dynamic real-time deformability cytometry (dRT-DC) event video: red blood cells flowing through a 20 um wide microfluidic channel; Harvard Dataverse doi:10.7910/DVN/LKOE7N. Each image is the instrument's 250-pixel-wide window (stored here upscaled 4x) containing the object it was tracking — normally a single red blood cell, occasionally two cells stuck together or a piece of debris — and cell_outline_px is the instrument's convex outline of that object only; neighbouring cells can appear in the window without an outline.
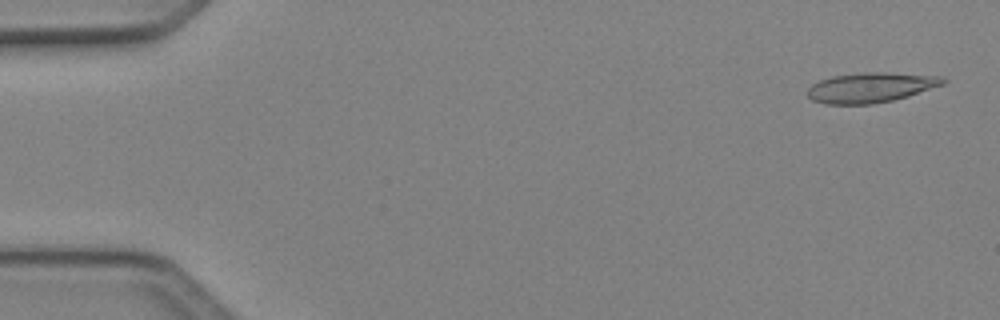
{"species": "Egyptian fruit bat (a non-hibernating species)", "species_latin": "Rousettus aegyptiacus", "temperature_condition": "cold", "stored_images_in_passage": 6, "camera_frame_rate_fps": 3000, "um_per_image_px": 0.085, "animal": {"sex": "female"}, "frame": {"image": 1, "passage_image": 1, "time_ms": 0.0, "image_size_px": [1000, 320], "cell_outline_px": [[948, 80], [944, 84], [908, 96], [892, 100], [872, 104], [824, 104], [812, 100], [808, 96], [808, 88], [812, 84], [820, 80], [832, 76], [860, 72], [888, 72], [944, 76]], "centroid_in_image_um": [74.03, 7.42], "position_along_channel_um": 11.0, "area_um2": 23.87}}
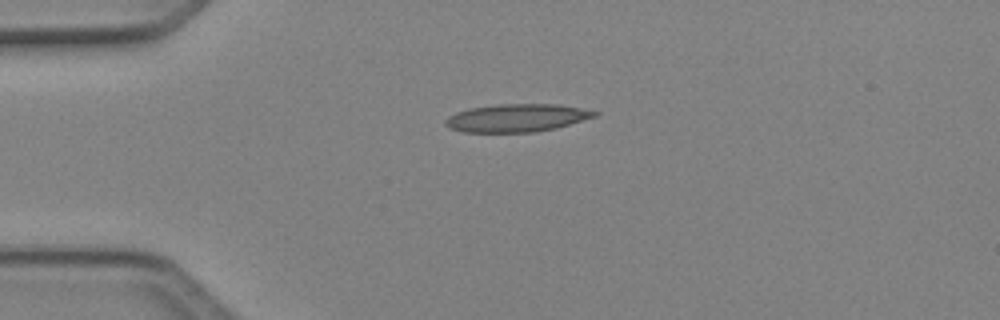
{"frame": {"image": 2, "passage_image": 4, "time_ms": 1.0, "image_size_px": [1000, 320], "cell_outline_px": [[600, 112], [596, 116], [556, 128], [536, 132], [464, 132], [448, 128], [444, 124], [444, 120], [448, 116], [456, 112], [468, 108], [496, 104], [560, 104]], "centroid_in_image_um": [43.88, 10.02], "position_along_channel_um": 41.1, "area_um2": 24.39}}
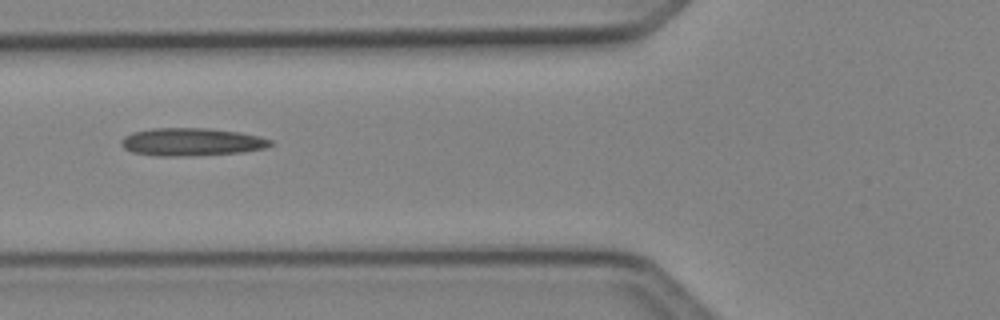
{"frame": {"image": 3, "passage_image": 6, "time_ms": 1.667, "image_size_px": [1000, 320], "cell_outline_px": [[272, 144], [264, 148], [244, 152], [188, 156], [156, 156], [132, 152], [124, 148], [120, 144], [120, 140], [124, 136], [132, 132], [152, 128], [208, 128], [240, 132], [260, 136], [272, 140]], "centroid_in_image_um": [16.26, 12.06], "position_along_channel_um": 109.5, "area_um2": 24.39}}